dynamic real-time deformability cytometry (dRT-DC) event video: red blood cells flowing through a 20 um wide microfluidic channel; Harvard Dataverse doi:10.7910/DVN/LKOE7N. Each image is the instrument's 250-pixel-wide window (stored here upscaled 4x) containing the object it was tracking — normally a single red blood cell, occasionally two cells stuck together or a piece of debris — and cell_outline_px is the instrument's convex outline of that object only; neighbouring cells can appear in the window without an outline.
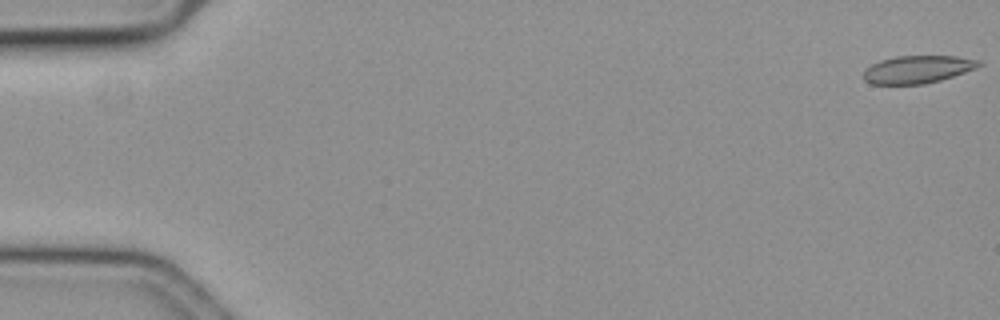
{"species": "common noctule bat (a hibernating species)", "species_latin": "Nyctalus noctula", "temperature_condition": "cold", "stored_images_in_passage": 59, "camera_frame_rate_fps": 3000, "um_per_image_px": 0.085, "animal": {"sex": "female", "body_mass_g": 19.3, "forearm_length_mm": 54.1}, "frame": {"image": 1, "passage_image": 1, "time_ms": 0.0, "image_size_px": [1000, 320], "cell_outline_px": [[984, 64], [976, 68], [940, 80], [924, 84], [872, 84], [864, 80], [864, 68], [880, 60], [896, 56], [956, 56], [980, 60]], "centroid_in_image_um": [77.99, 5.89], "position_along_channel_um": 7.0, "area_um2": 18.61}}
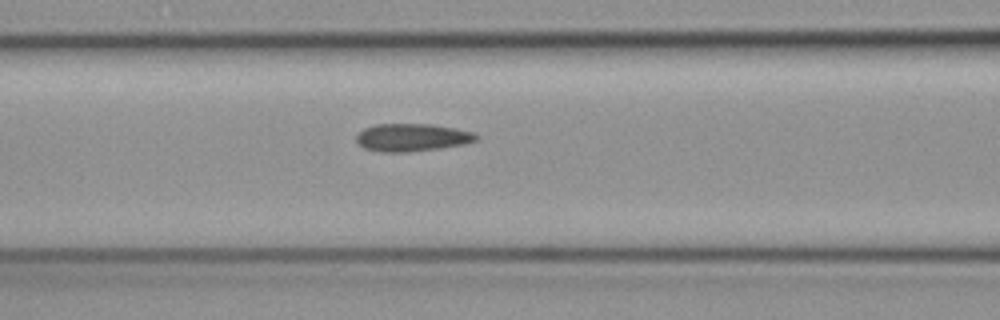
{"frame": {"image": 2, "passage_image": 25, "time_ms": 8.0, "image_size_px": [1000, 320], "cell_outline_px": [[480, 140], [464, 144], [440, 148], [408, 152], [380, 152], [364, 148], [356, 140], [356, 136], [364, 128], [376, 124], [432, 124], [456, 128], [472, 132], [480, 136]], "centroid_in_image_um": [35.06, 11.68], "position_along_channel_um": 131.5, "area_um2": 19.48}}
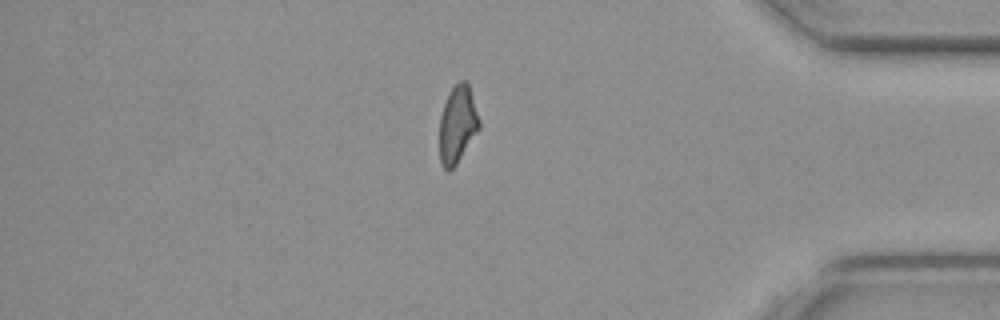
{"frame": {"image": 3, "passage_image": 50, "time_ms": 16.333, "image_size_px": [1000, 320], "cell_outline_px": [[480, 128], [456, 164], [448, 172], [444, 168], [440, 160], [440, 116], [448, 92], [460, 80], [468, 80], [480, 120]], "centroid_in_image_um": [38.9, 10.53], "position_along_channel_um": 396.3, "area_um2": 17.92}, "authors_computed_cell_mechanics": {"area_um2": 19.1318, "velocity_mm_per_s": 3.5644, "shape_relaxation_time_tau1_ms": 5.6438, "shape_relaxation_time_tau2_ms": 2.7619, "deformation_change_tau1": 0.1416, "deformation_change_tau2": 0.0972}}